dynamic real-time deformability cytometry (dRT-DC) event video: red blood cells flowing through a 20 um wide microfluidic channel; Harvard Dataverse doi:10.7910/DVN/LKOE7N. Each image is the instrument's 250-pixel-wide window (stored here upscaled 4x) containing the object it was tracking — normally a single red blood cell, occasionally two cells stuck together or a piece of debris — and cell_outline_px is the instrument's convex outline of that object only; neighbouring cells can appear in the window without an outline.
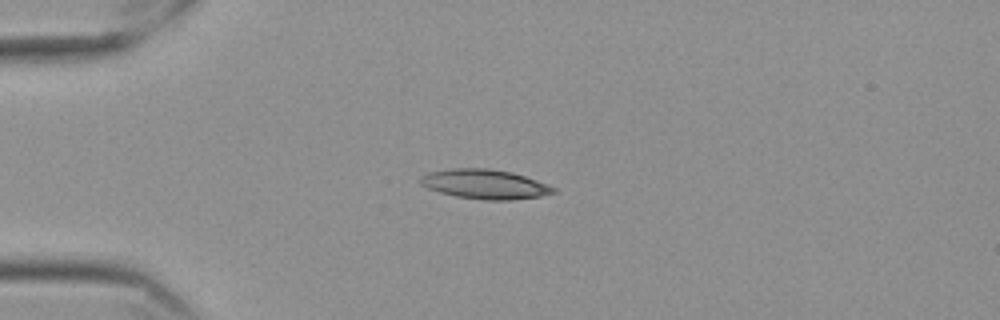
{"species": "Egyptian fruit bat (a non-hibernating species)", "species_latin": "Rousettus aegyptiacus", "temperature_condition": "cold", "stored_images_in_passage": 30, "camera_frame_rate_fps": 3000, "um_per_image_px": 0.085, "frame": {"image": 1, "passage_image": 1, "time_ms": 0.0, "image_size_px": [1000, 320], "cell_outline_px": [[536, 184], [532, 196], [468, 196], [456, 172], [500, 172], [520, 176]], "centroid_in_image_um": [42.12, 15.67], "position_along_channel_um": 42.9, "area_um2": 11.44}}
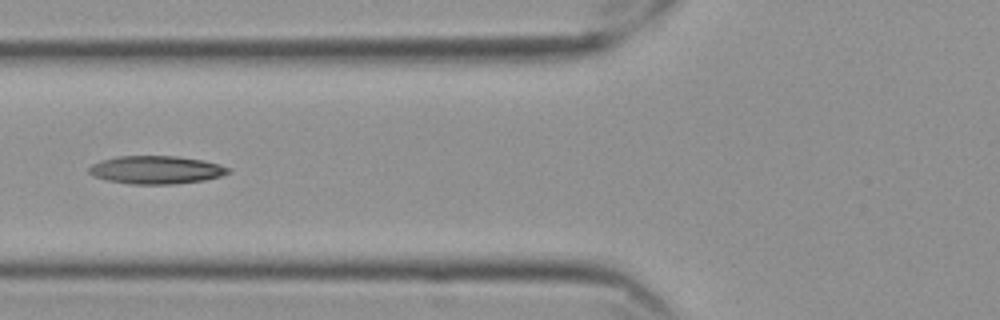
{"frame": {"image": 2, "passage_image": 9, "time_ms": 2.667, "image_size_px": [1000, 320], "cell_outline_px": [[220, 172], [212, 176], [192, 180], [124, 180], [148, 156], [152, 156], [192, 160], [208, 164], [220, 168]], "centroid_in_image_um": [14.6, 14.43], "position_along_channel_um": 111.2, "area_um2": 11.79}}
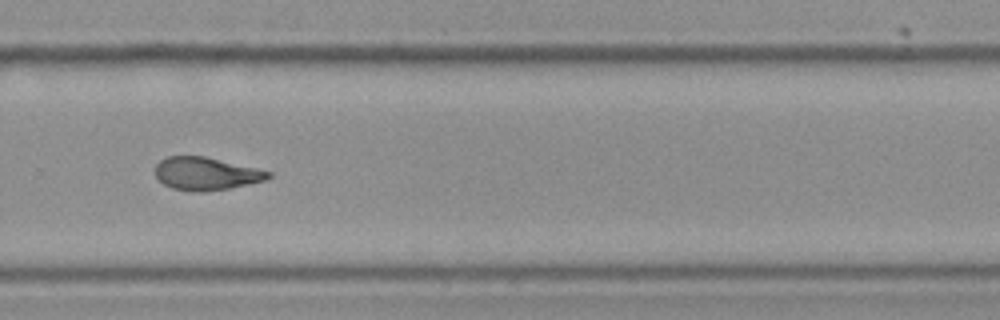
{"frame": {"image": 3, "passage_image": 26, "time_ms": 8.333, "image_size_px": [1000, 320], "cell_outline_px": [[264, 176], [256, 180], [216, 188], [184, 188], [184, 156], [192, 156], [212, 160], [264, 172]], "centroid_in_image_um": [18.31, 14.76], "position_along_channel_um": 311.5, "area_um2": 12.72}}